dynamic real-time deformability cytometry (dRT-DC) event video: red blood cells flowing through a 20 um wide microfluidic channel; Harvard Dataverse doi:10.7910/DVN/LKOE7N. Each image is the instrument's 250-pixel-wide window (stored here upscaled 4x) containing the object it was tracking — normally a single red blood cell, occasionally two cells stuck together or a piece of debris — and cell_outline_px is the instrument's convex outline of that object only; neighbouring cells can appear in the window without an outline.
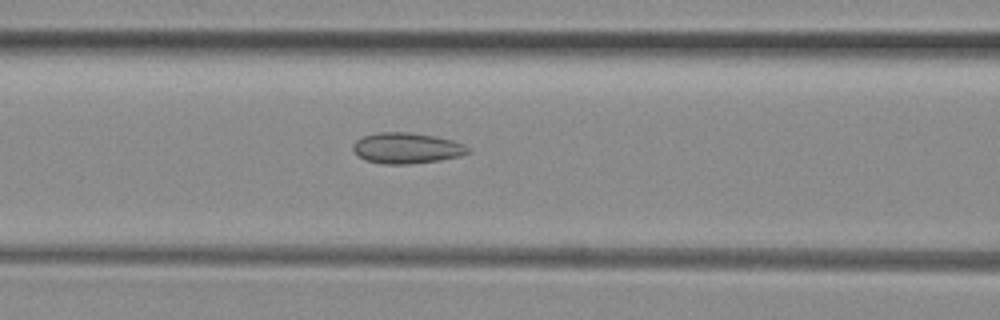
{"species": "common noctule bat (a hibernating species)", "species_latin": "Nyctalus noctula", "temperature_condition": "room temperature", "stored_images_in_passage": 50, "camera_frame_rate_fps": 3000, "um_per_image_px": 0.085, "animal": {"sex": "female", "body_mass_g": 29.2, "forearm_length_mm": 56.3}, "frame": {"image": 1, "passage_image": 20, "time_ms": 6.333, "image_size_px": [1000, 320], "cell_outline_px": [[472, 152], [460, 156], [440, 160], [408, 164], [384, 164], [364, 160], [352, 148], [352, 144], [356, 140], [364, 136], [380, 132], [408, 132], [436, 136], [452, 140], [464, 144]], "centroid_in_image_um": [34.59, 12.59], "position_along_channel_um": 132.0, "area_um2": 20.63}}
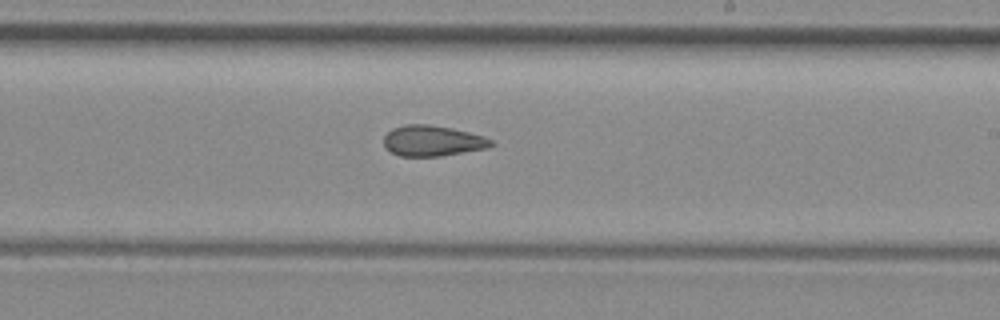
{"frame": {"image": 2, "passage_image": 29, "time_ms": 9.333, "image_size_px": [1000, 320], "cell_outline_px": [[496, 144], [488, 148], [440, 156], [400, 156], [384, 148], [384, 136], [392, 128], [404, 124], [428, 124], [452, 128], [484, 136], [492, 140]], "centroid_in_image_um": [36.76, 11.96], "position_along_channel_um": 252.2, "area_um2": 19.31}}
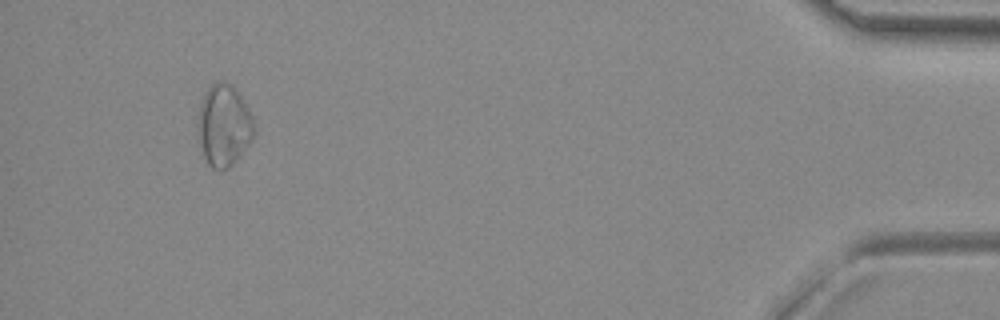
{"frame": {"image": 3, "passage_image": 47, "time_ms": 15.333, "image_size_px": [1000, 320], "cell_outline_px": [[256, 132], [252, 140], [236, 160], [228, 168], [212, 168], [208, 164], [204, 156], [196, 124], [200, 104], [208, 88], [212, 84], [220, 80], [224, 80], [232, 84], [244, 100], [252, 116], [256, 128]], "centroid_in_image_um": [19.05, 10.62], "position_along_channel_um": 416.2, "area_um2": 26.82}, "authors_computed_cell_mechanics": {"area_um2": 21.7617, "velocity_mm_per_s": 4.0228, "shape_relaxation_time_tau1_ms": null, "shape_relaxation_time_tau2_ms": 2.1556, "deformation_change_tau1": null, "deformation_change_tau2": 0.0957}}